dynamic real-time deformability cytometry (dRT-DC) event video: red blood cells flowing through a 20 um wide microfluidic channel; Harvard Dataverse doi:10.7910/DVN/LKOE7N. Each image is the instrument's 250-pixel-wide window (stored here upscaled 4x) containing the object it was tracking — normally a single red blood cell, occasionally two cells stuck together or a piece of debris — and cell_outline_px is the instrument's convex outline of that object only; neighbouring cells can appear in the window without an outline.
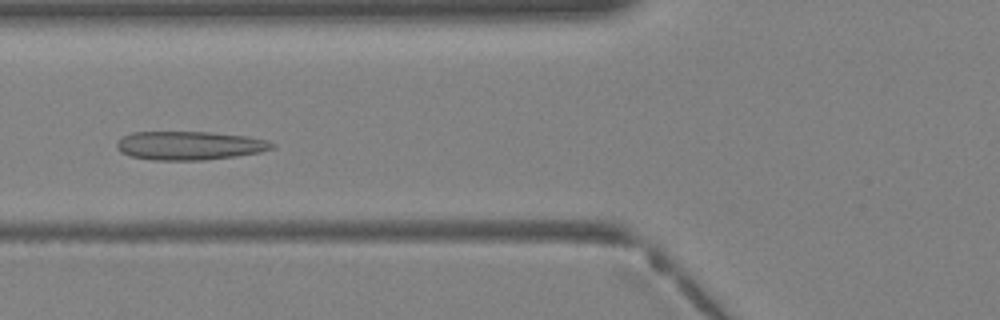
{"species": "Egyptian fruit bat (a non-hibernating species)", "species_latin": "Rousettus aegyptiacus", "temperature_condition": "warm", "stored_images_in_passage": 29, "camera_frame_rate_fps": 3000, "um_per_image_px": 0.085, "animal": {"sex": "female"}, "frame": {"image": 1, "passage_image": 6, "time_ms": 1.667, "image_size_px": [1000, 320], "cell_outline_px": [[272, 144], [268, 148], [256, 152], [232, 156], [192, 160], [164, 160], [132, 156], [124, 152], [120, 148], [120, 140], [124, 136], [136, 132], [204, 132], [240, 136], [260, 140]], "centroid_in_image_um": [16.02, 12.36], "position_along_channel_um": 109.8, "area_um2": 24.16}}
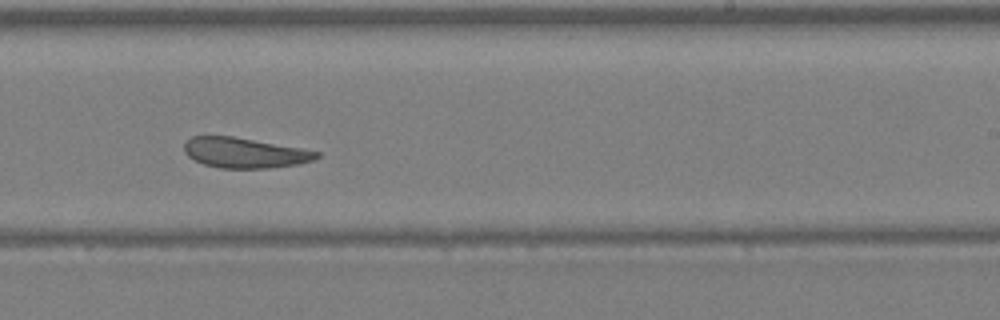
{"frame": {"image": 2, "passage_image": 15, "time_ms": 4.667, "image_size_px": [1000, 320], "cell_outline_px": [[320, 156], [312, 160], [292, 164], [260, 168], [224, 168], [204, 164], [188, 156], [184, 148], [184, 144], [192, 136], [232, 136], [320, 152]], "centroid_in_image_um": [20.74, 12.97], "position_along_channel_um": 268.3, "area_um2": 22.54}}
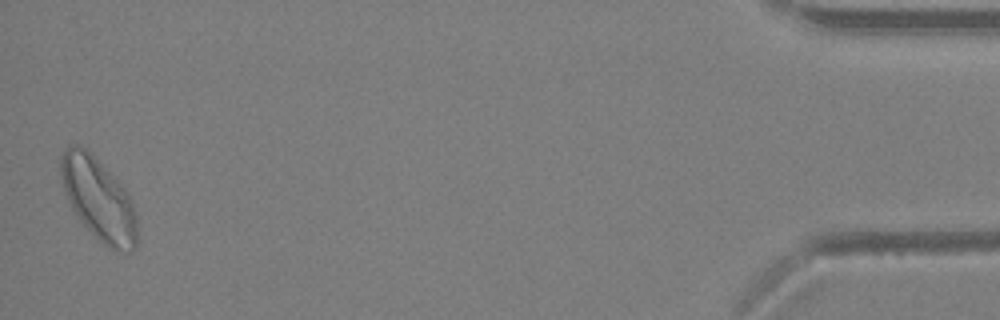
{"frame": {"image": 3, "passage_image": 29, "time_ms": 9.333, "image_size_px": [1000, 320], "cell_outline_px": [[136, 236], [132, 240], [116, 244], [112, 244], [104, 240], [84, 220], [76, 208], [64, 184], [64, 156], [72, 148], [84, 152], [92, 160], [128, 200], [132, 208]], "centroid_in_image_um": [8.34, 16.91], "position_along_channel_um": 426.9, "area_um2": 28.55}}